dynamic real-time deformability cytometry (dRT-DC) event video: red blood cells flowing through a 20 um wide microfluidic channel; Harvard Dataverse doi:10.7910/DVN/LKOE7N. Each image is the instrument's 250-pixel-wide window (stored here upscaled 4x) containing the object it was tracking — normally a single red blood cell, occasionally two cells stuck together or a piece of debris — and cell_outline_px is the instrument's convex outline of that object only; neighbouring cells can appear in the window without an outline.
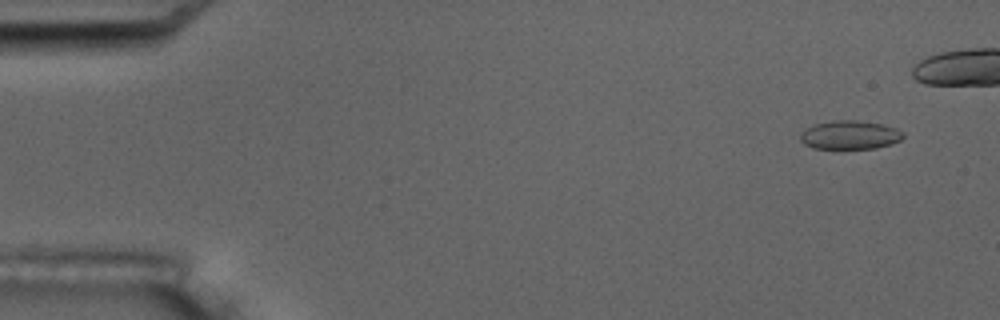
{"species": "common noctule bat (a hibernating species)", "species_latin": "Nyctalus noctula", "temperature_condition": "room temperature", "stored_images_in_passage": 8, "camera_frame_rate_fps": 3000, "um_per_image_px": 0.085, "animal": {"sex": "male", "body_mass_g": 17.5, "forearm_length_mm": 52.3}, "frame": {"image": 1, "passage_image": 2, "time_ms": 1.0, "image_size_px": [1000, 320], "cell_outline_px": [[904, 136], [900, 140], [892, 144], [876, 148], [812, 148], [804, 144], [800, 140], [800, 132], [816, 124], [832, 120], [856, 120], [880, 124], [896, 128], [904, 132]], "centroid_in_image_um": [72.24, 11.47], "position_along_channel_um": 12.8, "area_um2": 17.11}}